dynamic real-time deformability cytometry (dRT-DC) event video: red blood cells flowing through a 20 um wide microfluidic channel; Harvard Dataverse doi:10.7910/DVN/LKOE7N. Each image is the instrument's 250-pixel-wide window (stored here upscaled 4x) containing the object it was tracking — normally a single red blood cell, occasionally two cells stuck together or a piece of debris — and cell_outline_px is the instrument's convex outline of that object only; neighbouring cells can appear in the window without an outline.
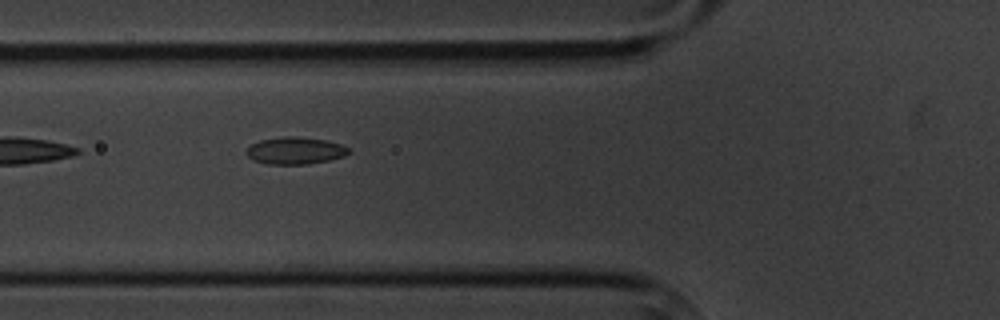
{"species": "common noctule bat (a hibernating species)", "species_latin": "Nyctalus noctula", "temperature_condition": "cold", "stored_images_in_passage": 8, "camera_frame_rate_fps": 3000, "um_per_image_px": 0.085, "animal": {"sex": "male", "body_mass_g": 20.1, "forearm_length_mm": 53.5}, "frame": {"image": 1, "passage_image": 6, "time_ms": 5.667, "image_size_px": [1000, 320], "cell_outline_px": [[348, 152], [344, 156], [328, 160], [308, 164], [268, 164], [252, 160], [244, 152], [252, 144], [260, 140], [288, 136], [296, 136], [328, 140], [340, 144], [348, 148]], "centroid_in_image_um": [25.06, 12.8], "position_along_channel_um": 100.7, "area_um2": 16.07}}
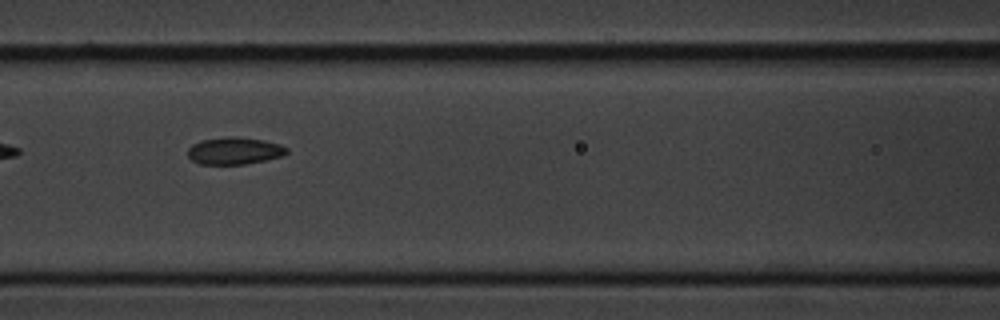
{"frame": {"image": 2, "passage_image": 7, "time_ms": 7.0, "image_size_px": [1000, 320], "cell_outline_px": [[288, 152], [284, 156], [244, 164], [200, 164], [192, 160], [188, 156], [188, 148], [192, 144], [200, 140], [228, 136], [236, 136], [264, 140], [280, 144], [288, 148]], "centroid_in_image_um": [19.93, 12.81], "position_along_channel_um": 146.7, "area_um2": 15.78}}
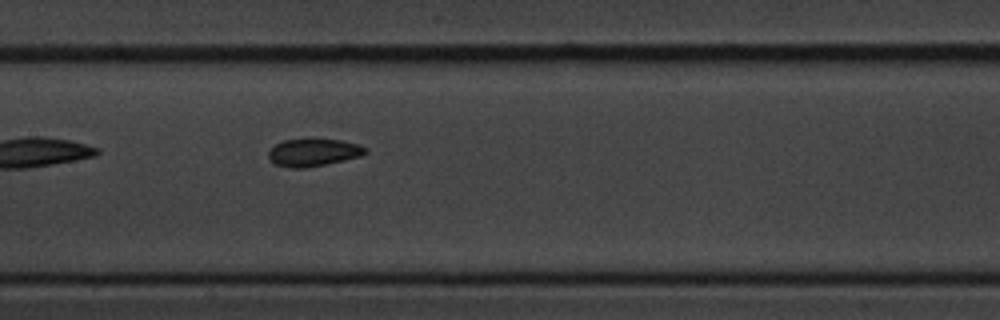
{"frame": {"image": 3, "passage_image": 8, "time_ms": 8.0, "image_size_px": [1000, 320], "cell_outline_px": [[368, 152], [360, 156], [344, 160], [308, 168], [292, 168], [276, 164], [268, 156], [268, 152], [276, 144], [284, 140], [340, 140], [360, 144], [368, 148]], "centroid_in_image_um": [26.69, 12.97], "position_along_channel_um": 180.7, "area_um2": 15.32}}